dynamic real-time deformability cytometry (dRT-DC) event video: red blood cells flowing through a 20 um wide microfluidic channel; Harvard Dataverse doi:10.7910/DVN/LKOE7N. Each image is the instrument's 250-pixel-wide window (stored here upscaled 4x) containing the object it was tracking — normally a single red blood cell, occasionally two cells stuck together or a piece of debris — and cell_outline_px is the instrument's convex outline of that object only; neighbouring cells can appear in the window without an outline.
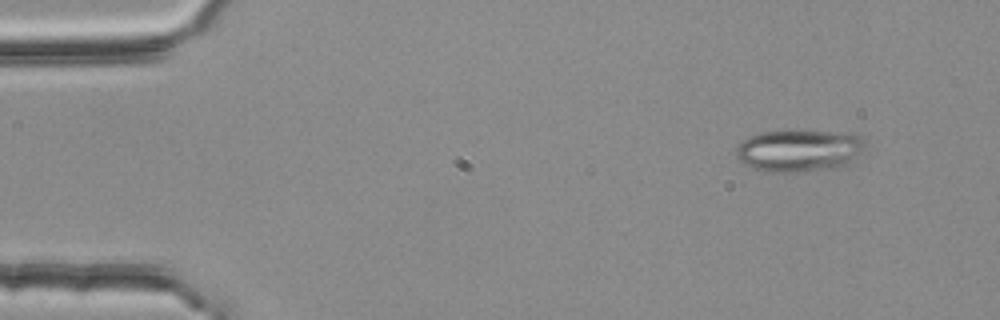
{"species": "common noctule bat (a hibernating species)", "species_latin": "Nyctalus noctula", "temperature_condition": "room temperature", "stored_images_in_passage": 4, "camera_frame_rate_fps": 3000, "um_per_image_px": 0.085, "animal": {"sex": "female", "body_mass_g": 25.1}, "frame": {"image": 1, "passage_image": 2, "time_ms": 0.333, "image_size_px": [1000, 320], "cell_outline_px": [[864, 140], [860, 152], [852, 164], [832, 168], [796, 172], [768, 172], [752, 168], [744, 164], [736, 156], [736, 148], [748, 136], [760, 132], [856, 132]], "centroid_in_image_um": [67.93, 12.81], "position_along_channel_um": 17.1, "area_um2": 31.5}}